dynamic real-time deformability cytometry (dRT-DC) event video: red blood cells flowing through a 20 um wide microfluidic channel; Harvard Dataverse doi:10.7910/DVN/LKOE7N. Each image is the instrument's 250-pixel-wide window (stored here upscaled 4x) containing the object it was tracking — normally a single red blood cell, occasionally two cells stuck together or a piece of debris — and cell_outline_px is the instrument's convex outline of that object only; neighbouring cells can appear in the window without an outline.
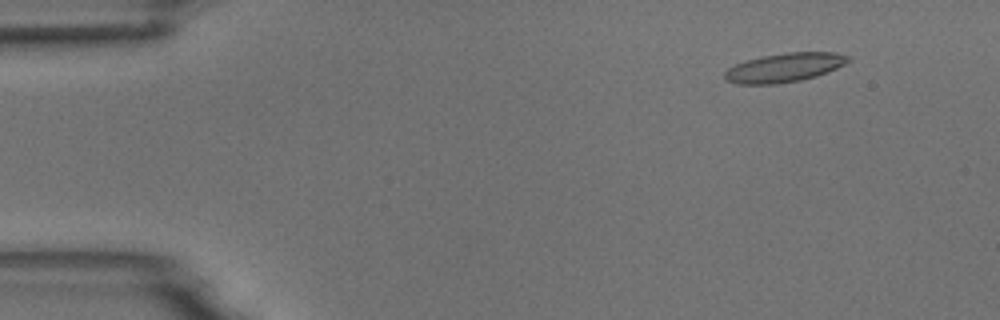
{"species": "common noctule bat (a hibernating species)", "species_latin": "Nyctalus noctula", "temperature_condition": "room temperature", "stored_images_in_passage": 55, "camera_frame_rate_fps": 3000, "um_per_image_px": 0.085, "animal": {"sex": "male", "body_mass_g": 18.8}, "frame": {"image": 1, "passage_image": 6, "time_ms": 1.667, "image_size_px": [1000, 320], "cell_outline_px": [[852, 60], [828, 72], [816, 76], [800, 80], [776, 84], [736, 84], [724, 80], [724, 72], [728, 68], [744, 60], [764, 56], [788, 52], [836, 52], [852, 56]], "centroid_in_image_um": [66.68, 5.74], "position_along_channel_um": 18.3, "area_um2": 21.04}}
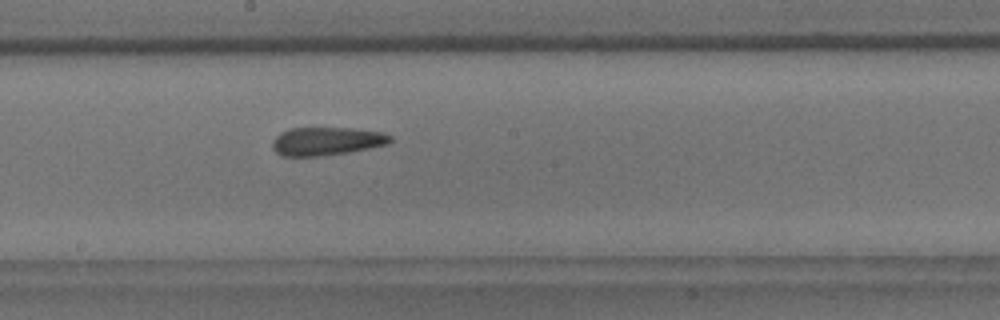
{"frame": {"image": 2, "passage_image": 30, "time_ms": 9.667, "image_size_px": [1000, 320], "cell_outline_px": [[392, 140], [388, 144], [348, 152], [320, 156], [284, 156], [276, 152], [272, 148], [272, 140], [280, 132], [288, 128], [352, 128], [384, 132], [392, 136]], "centroid_in_image_um": [27.75, 11.99], "position_along_channel_um": 220.4, "area_um2": 19.48}}
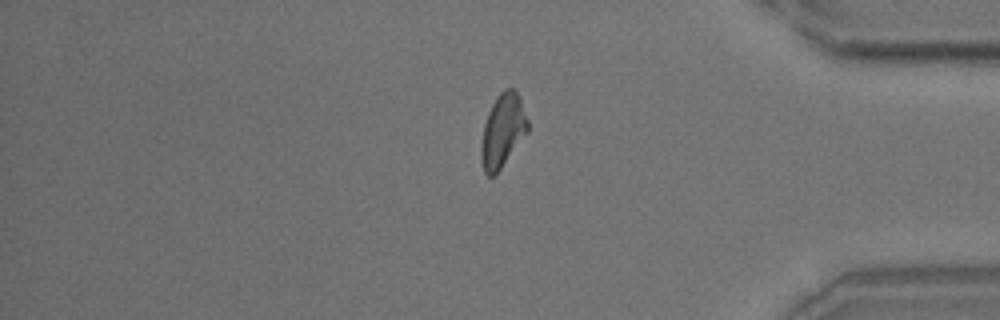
{"frame": {"image": 3, "passage_image": 46, "time_ms": 15.0, "image_size_px": [1000, 320], "cell_outline_px": [[528, 132], [496, 176], [488, 176], [484, 172], [480, 156], [480, 148], [484, 124], [488, 112], [496, 96], [504, 88], [512, 88], [520, 96], [528, 120]], "centroid_in_image_um": [42.73, 11.12], "position_along_channel_um": 392.5, "area_um2": 20.23}, "authors_computed_cell_mechanics": {"area_um2": 20.1722, "velocity_mm_per_s": 3.6752, "shape_relaxation_time_tau1_ms": 9.5021, "shape_relaxation_time_tau2_ms": 5.1154, "deformation_change_tau1": 0.2066, "deformation_change_tau2": 0.1511}}